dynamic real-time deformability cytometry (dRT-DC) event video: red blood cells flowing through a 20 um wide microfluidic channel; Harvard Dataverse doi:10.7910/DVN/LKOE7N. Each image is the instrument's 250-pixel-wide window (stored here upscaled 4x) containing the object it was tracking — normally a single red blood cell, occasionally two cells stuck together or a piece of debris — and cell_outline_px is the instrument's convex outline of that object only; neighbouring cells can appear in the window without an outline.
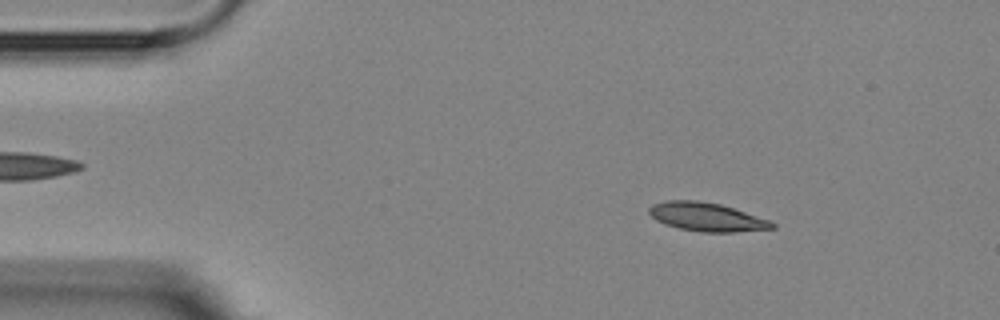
{"species": "Egyptian fruit bat (a non-hibernating species)", "species_latin": "Rousettus aegyptiacus", "temperature_condition": "room temperature", "stored_images_in_passage": 3, "camera_frame_rate_fps": 3000, "um_per_image_px": 0.085, "animal": {"sex": "female"}, "frame": {"image": 1, "passage_image": 2, "time_ms": 1.0, "image_size_px": [1000, 320], "cell_outline_px": [[776, 228], [732, 232], [700, 232], [680, 228], [664, 224], [656, 220], [648, 212], [648, 208], [652, 204], [668, 200], [696, 200], [720, 204], [768, 220], [776, 224]], "centroid_in_image_um": [60.03, 18.44], "position_along_channel_um": 25.0, "area_um2": 20.29}}